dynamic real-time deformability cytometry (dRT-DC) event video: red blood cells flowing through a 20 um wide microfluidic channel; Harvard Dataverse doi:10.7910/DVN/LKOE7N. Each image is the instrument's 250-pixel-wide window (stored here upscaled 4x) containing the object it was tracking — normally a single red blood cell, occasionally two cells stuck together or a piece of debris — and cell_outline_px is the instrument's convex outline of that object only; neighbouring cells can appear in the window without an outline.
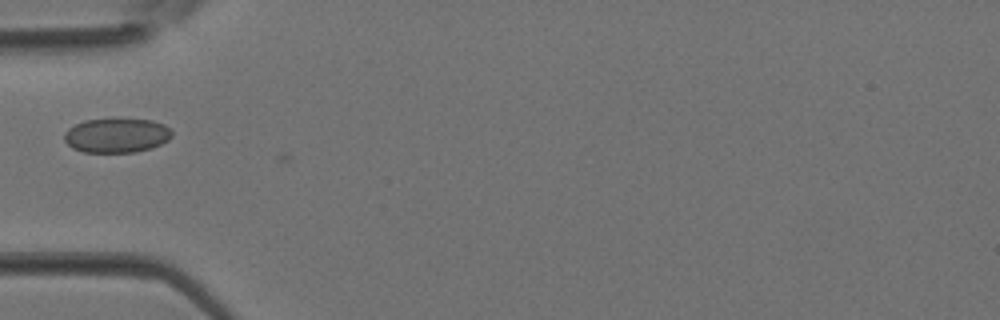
{"species": "Egyptian fruit bat (a non-hibernating species)", "species_latin": "Rousettus aegyptiacus", "temperature_condition": "room temperature", "stored_images_in_passage": 4, "camera_frame_rate_fps": 3000, "um_per_image_px": 0.085, "animal": {"sex": "female"}, "frame": {"image": 1, "passage_image": 4, "time_ms": 1.0, "image_size_px": [1000, 320], "cell_outline_px": [[172, 136], [168, 140], [152, 148], [136, 152], [84, 152], [72, 148], [64, 140], [64, 132], [68, 128], [84, 120], [152, 120], [164, 124], [172, 132]], "centroid_in_image_um": [9.9, 11.53], "position_along_channel_um": 75.1, "area_um2": 21.39}}